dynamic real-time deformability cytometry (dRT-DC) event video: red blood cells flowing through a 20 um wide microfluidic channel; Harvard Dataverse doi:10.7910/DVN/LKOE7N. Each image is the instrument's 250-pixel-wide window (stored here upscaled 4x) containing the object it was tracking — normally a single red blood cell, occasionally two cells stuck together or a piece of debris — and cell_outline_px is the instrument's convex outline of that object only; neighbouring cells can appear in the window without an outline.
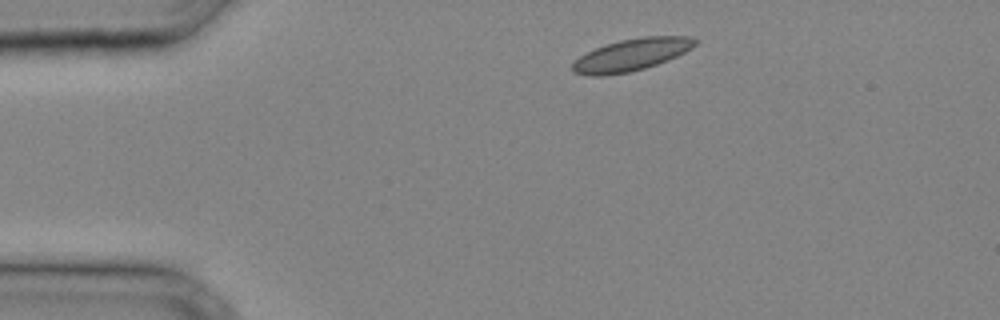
{"species": "common noctule bat (a hibernating species)", "species_latin": "Nyctalus noctula", "temperature_condition": "cold", "stored_images_in_passage": 24, "camera_frame_rate_fps": 3000, "um_per_image_px": 0.085, "animal": {"sex": "male", "body_mass_g": 20.4}, "frame": {"image": 1, "passage_image": 1, "time_ms": 0.0, "image_size_px": [1000, 320], "cell_outline_px": [[700, 40], [692, 48], [676, 56], [656, 64], [644, 68], [628, 72], [604, 76], [592, 76], [572, 72], [572, 64], [580, 56], [596, 48], [620, 40], [644, 36], [692, 36]], "centroid_in_image_um": [53.7, 4.65], "position_along_channel_um": 31.3, "area_um2": 22.77}}
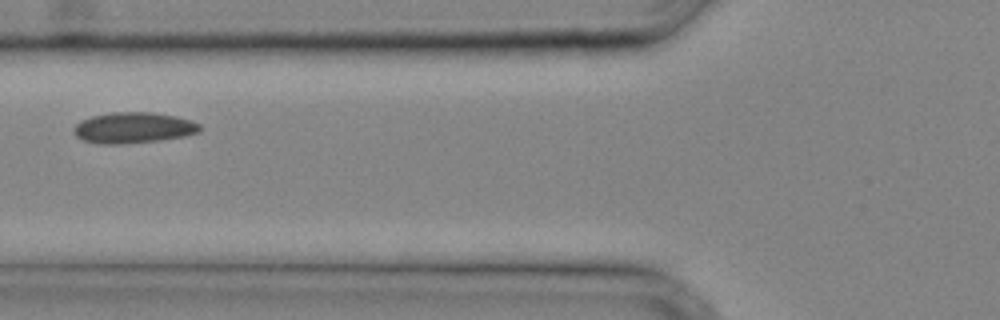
{"frame": {"image": 2, "passage_image": 8, "time_ms": 2.333, "image_size_px": [1000, 320], "cell_outline_px": [[200, 132], [184, 136], [160, 140], [124, 144], [100, 144], [84, 140], [76, 136], [72, 132], [72, 128], [80, 120], [92, 116], [116, 112], [152, 112], [176, 116], [192, 120], [200, 124]], "centroid_in_image_um": [11.33, 10.86], "position_along_channel_um": 114.5, "area_um2": 22.83}}
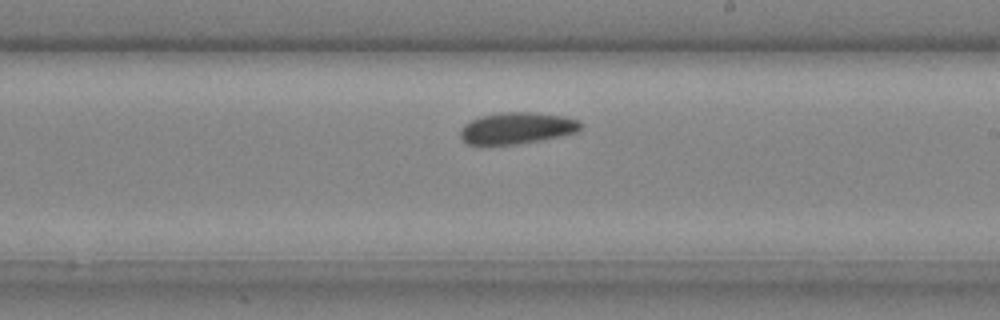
{"frame": {"image": 3, "passage_image": 15, "time_ms": 4.667, "image_size_px": [1000, 320], "cell_outline_px": [[580, 128], [576, 132], [560, 136], [540, 140], [516, 144], [468, 144], [460, 140], [460, 128], [464, 124], [480, 116], [504, 112], [528, 112], [564, 116], [580, 120]], "centroid_in_image_um": [43.9, 10.89], "position_along_channel_um": 245.1, "area_um2": 21.96}}